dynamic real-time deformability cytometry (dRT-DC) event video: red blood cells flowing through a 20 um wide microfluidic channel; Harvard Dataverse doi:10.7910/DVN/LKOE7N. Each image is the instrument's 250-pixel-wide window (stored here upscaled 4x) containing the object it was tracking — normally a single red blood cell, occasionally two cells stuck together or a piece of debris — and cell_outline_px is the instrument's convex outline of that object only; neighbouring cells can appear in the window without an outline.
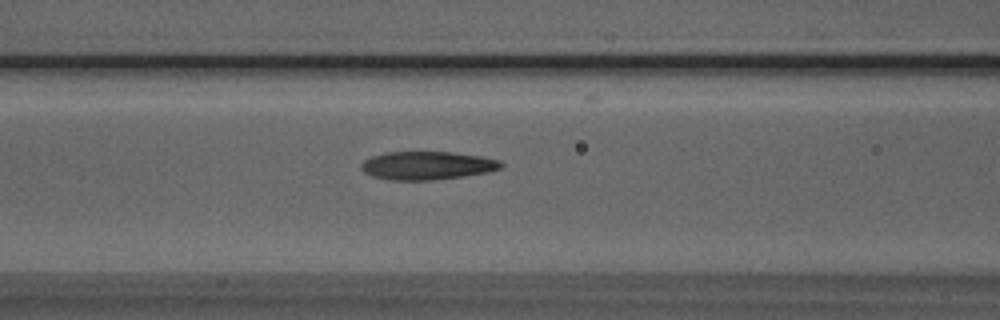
{"species": "Egyptian fruit bat (a non-hibernating species)", "species_latin": "Rousettus aegyptiacus", "temperature_condition": "room temperature", "stored_images_in_passage": 6, "camera_frame_rate_fps": 3000, "um_per_image_px": 0.085, "animal": {"sex": "male"}, "frame": {"image": 1, "passage_image": 5, "time_ms": 1.333, "image_size_px": [1000, 320], "cell_outline_px": [[504, 164], [500, 168], [488, 172], [464, 176], [428, 180], [388, 180], [372, 176], [364, 172], [360, 168], [360, 164], [364, 160], [372, 156], [384, 152], [452, 152], [484, 156], [500, 160]], "centroid_in_image_um": [36.3, 14.06], "position_along_channel_um": 130.3, "area_um2": 23.18}}